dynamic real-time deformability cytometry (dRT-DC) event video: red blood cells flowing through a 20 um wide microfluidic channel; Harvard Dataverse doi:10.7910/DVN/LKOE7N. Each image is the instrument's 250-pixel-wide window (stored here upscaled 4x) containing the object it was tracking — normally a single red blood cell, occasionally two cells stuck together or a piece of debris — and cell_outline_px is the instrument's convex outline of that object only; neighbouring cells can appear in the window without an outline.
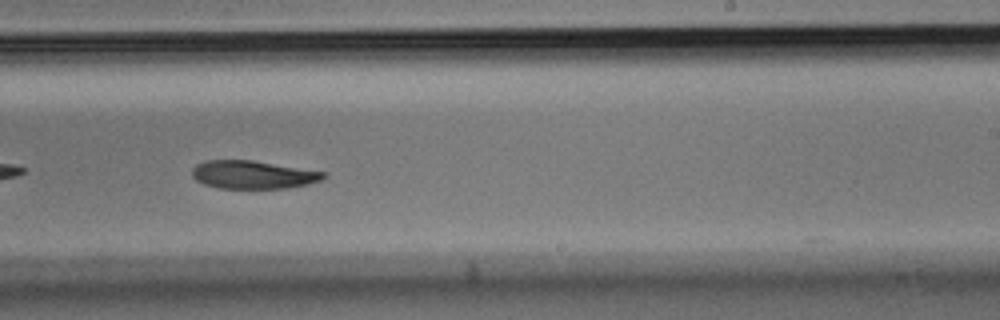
{"species": "Egyptian fruit bat (a non-hibernating species)", "species_latin": "Rousettus aegyptiacus", "temperature_condition": "room temperature", "stored_images_in_passage": 32, "camera_frame_rate_fps": 3000, "um_per_image_px": 0.085, "animal": {"sex": "male"}, "frame": {"image": 1, "passage_image": 19, "time_ms": 6.0, "image_size_px": [1000, 320], "cell_outline_px": [[324, 176], [316, 180], [300, 184], [272, 188], [228, 188], [208, 184], [200, 180], [196, 176], [196, 168], [200, 164], [212, 160], [248, 160], [324, 172]], "centroid_in_image_um": [21.51, 14.83], "position_along_channel_um": 267.5, "area_um2": 19.65}}
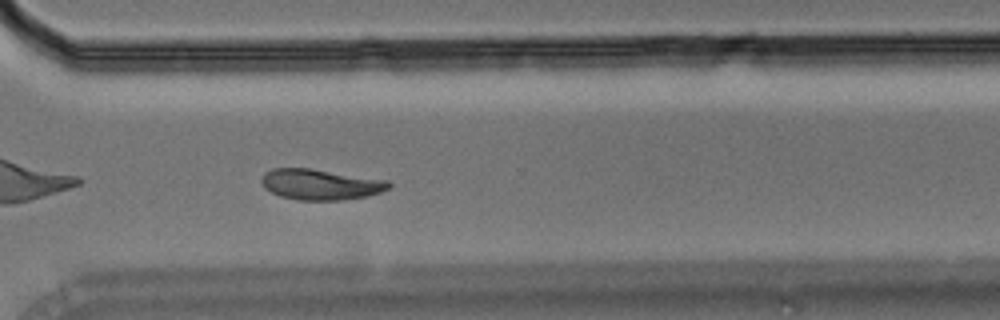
{"frame": {"image": 2, "passage_image": 23, "time_ms": 7.333, "image_size_px": [1000, 320], "cell_outline_px": [[388, 188], [376, 192], [360, 196], [332, 200], [304, 200], [284, 196], [272, 192], [264, 184], [264, 176], [268, 172], [276, 168], [304, 168], [388, 184]], "centroid_in_image_um": [27.03, 15.7], "position_along_channel_um": 343.6, "area_um2": 20.06}}
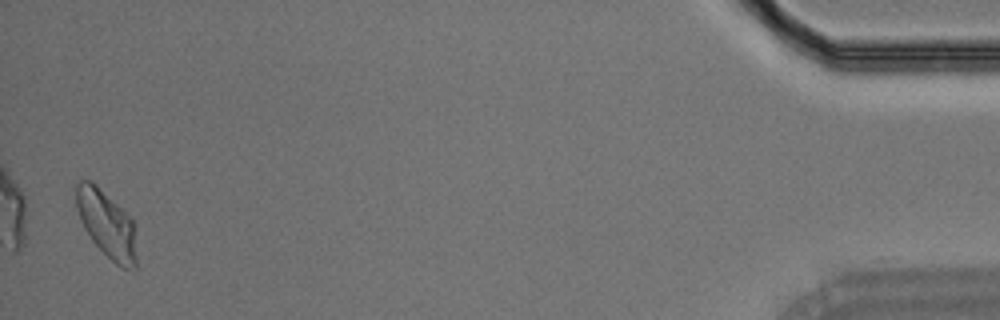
{"frame": {"image": 3, "passage_image": 32, "time_ms": 10.333, "image_size_px": [1000, 320], "cell_outline_px": [[132, 256], [108, 256], [100, 248], [88, 232], [80, 216], [76, 196], [88, 184], [92, 184], [132, 220]], "centroid_in_image_um": [8.96, 18.9], "position_along_channel_um": 426.2, "area_um2": 18.5}}